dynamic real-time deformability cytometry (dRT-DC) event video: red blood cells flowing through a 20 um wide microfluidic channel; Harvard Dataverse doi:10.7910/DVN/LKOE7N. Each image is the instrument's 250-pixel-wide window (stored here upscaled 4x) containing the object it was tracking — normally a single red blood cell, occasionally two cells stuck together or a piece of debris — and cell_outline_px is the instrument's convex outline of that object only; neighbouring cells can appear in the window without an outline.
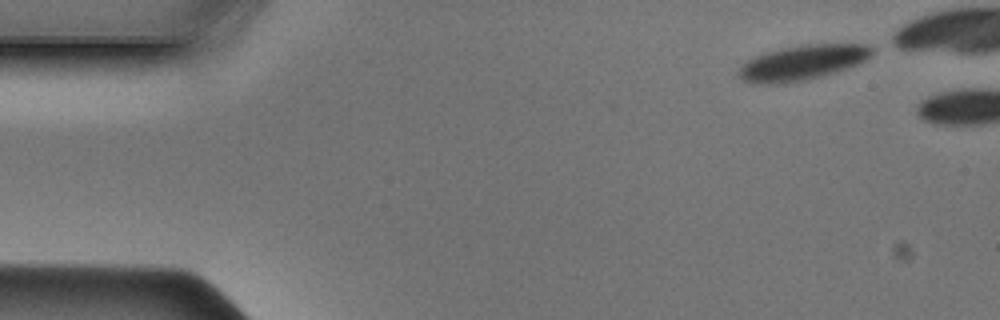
{"species": "Egyptian fruit bat (a non-hibernating species)", "species_latin": "Rousettus aegyptiacus", "temperature_condition": "cold", "stored_images_in_passage": 3, "camera_frame_rate_fps": 3000, "um_per_image_px": 0.085, "animal": {"sex": "male"}, "frame": {"image": 1, "passage_image": 1, "time_ms": 0.0, "image_size_px": [1000, 320], "cell_outline_px": [[872, 56], [860, 64], [848, 68], [820, 76], [804, 80], [784, 84], [752, 84], [740, 80], [736, 72], [740, 64], [756, 56], [780, 48], [804, 44], [868, 44], [872, 48]], "centroid_in_image_um": [68.16, 5.33], "position_along_channel_um": 16.8, "area_um2": 27.51}}